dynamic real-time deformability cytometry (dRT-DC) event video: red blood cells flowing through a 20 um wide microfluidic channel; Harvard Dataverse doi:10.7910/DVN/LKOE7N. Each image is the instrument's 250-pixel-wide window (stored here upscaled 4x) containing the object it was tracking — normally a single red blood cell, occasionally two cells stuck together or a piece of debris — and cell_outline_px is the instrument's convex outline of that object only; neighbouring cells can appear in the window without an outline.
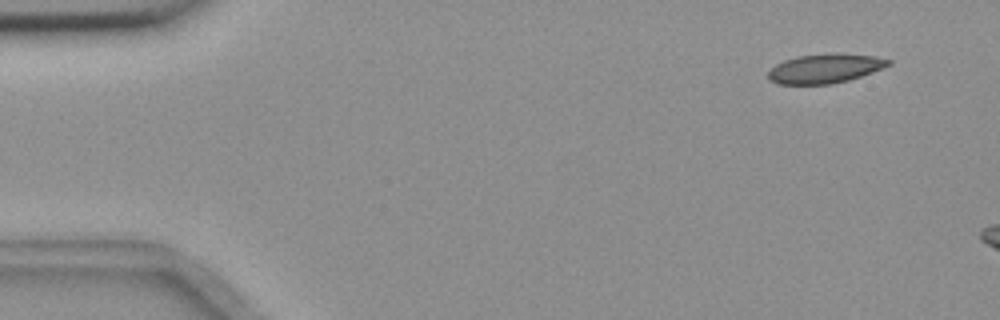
{"species": "common noctule bat (a hibernating species)", "species_latin": "Nyctalus noctula", "temperature_condition": "room temperature", "stored_images_in_passage": 12, "camera_frame_rate_fps": 3000, "um_per_image_px": 0.085, "animal": {"sex": "female", "body_mass_g": 18.4}, "frame": {"image": 1, "passage_image": 4, "time_ms": 1.0, "image_size_px": [1000, 320], "cell_outline_px": [[892, 64], [872, 72], [848, 80], [832, 84], [776, 84], [768, 80], [768, 72], [776, 64], [784, 60], [796, 56], [836, 52], [876, 56], [892, 60]], "centroid_in_image_um": [70.13, 5.81], "position_along_channel_um": 14.9, "area_um2": 20.75}}